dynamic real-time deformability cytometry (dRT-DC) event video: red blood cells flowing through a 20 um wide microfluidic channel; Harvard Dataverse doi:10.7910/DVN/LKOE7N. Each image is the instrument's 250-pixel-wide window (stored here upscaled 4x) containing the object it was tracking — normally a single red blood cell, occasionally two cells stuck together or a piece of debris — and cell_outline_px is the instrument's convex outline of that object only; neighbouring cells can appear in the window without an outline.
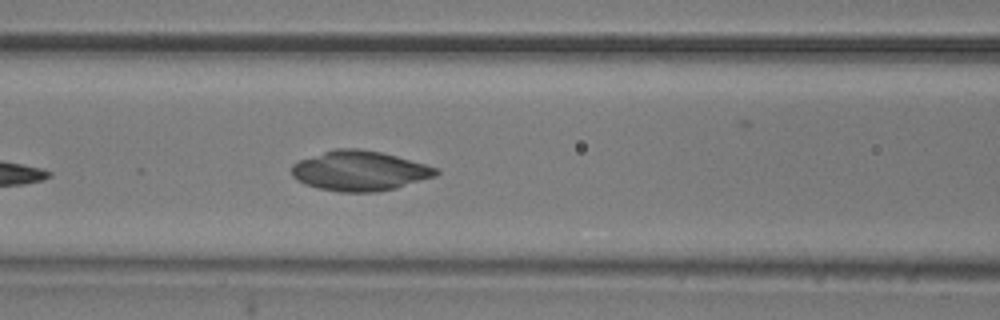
{"species": "common noctule bat (a hibernating species)", "species_latin": "Nyctalus noctula", "temperature_condition": "room temperature", "stored_images_in_passage": 6, "camera_frame_rate_fps": 3000, "um_per_image_px": 0.085, "animal": {"sex": "male", "body_mass_g": 20.5, "forearm_length_mm": 52.5}, "frame": {"image": 1, "passage_image": 6, "time_ms": 1.667, "image_size_px": [1000, 320], "cell_outline_px": [[440, 172], [436, 176], [396, 188], [376, 192], [340, 192], [316, 188], [304, 184], [296, 180], [292, 176], [292, 164], [300, 160], [336, 148], [360, 148], [380, 152], [396, 156], [424, 164], [436, 168]], "centroid_in_image_um": [30.55, 14.53], "position_along_channel_um": 136.1, "area_um2": 33.52}}